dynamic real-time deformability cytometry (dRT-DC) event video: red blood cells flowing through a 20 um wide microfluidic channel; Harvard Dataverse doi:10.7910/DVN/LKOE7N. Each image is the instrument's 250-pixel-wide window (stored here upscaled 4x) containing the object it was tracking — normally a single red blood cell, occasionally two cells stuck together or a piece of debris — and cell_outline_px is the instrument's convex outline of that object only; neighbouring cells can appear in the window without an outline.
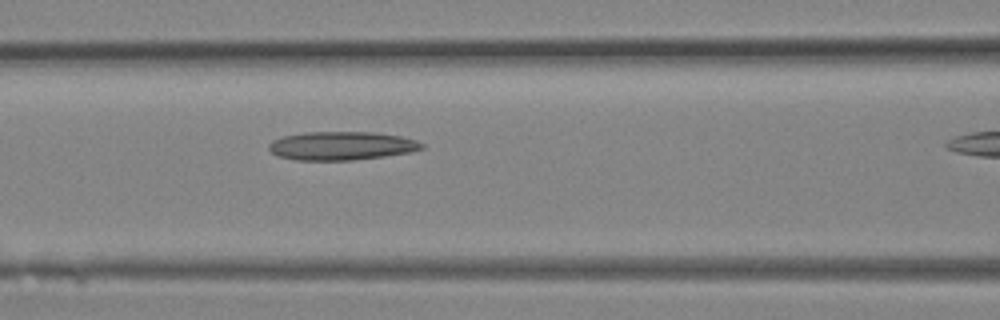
{"species": "Egyptian fruit bat (a non-hibernating species)", "species_latin": "Rousettus aegyptiacus", "temperature_condition": "room temperature", "stored_images_in_passage": 11, "segment_of_instrument_passage": [1, 2], "camera_frame_rate_fps": 3000, "um_per_image_px": 0.085, "animal": {"sex": "female"}, "frame": {"image": 1, "passage_image": 10, "time_ms": 3.0, "image_size_px": [1000, 320], "cell_outline_px": [[424, 148], [412, 152], [384, 156], [352, 160], [296, 160], [276, 156], [268, 148], [268, 144], [272, 140], [284, 136], [304, 132], [372, 132], [400, 136], [416, 140], [424, 144]], "centroid_in_image_um": [29.01, 12.39], "position_along_channel_um": 137.6, "area_um2": 25.49}}